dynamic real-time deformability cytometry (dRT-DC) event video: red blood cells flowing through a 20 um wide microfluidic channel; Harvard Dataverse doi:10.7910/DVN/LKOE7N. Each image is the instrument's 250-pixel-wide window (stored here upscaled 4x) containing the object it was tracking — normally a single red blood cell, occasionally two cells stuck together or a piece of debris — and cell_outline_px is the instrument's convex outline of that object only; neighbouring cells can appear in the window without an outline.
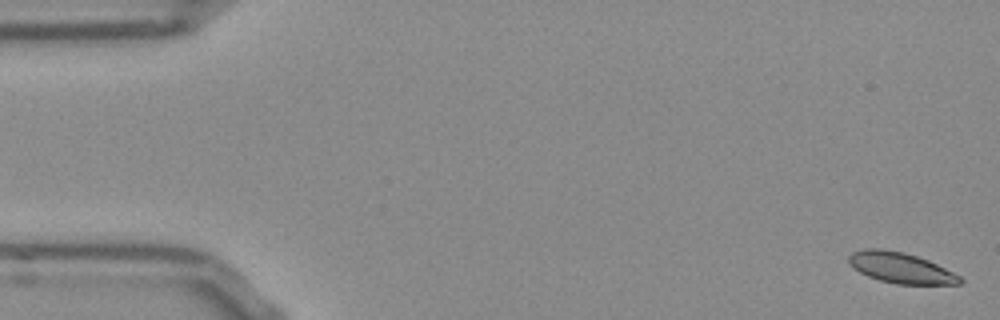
{"species": "Egyptian fruit bat (a non-hibernating species)", "species_latin": "Rousettus aegyptiacus", "temperature_condition": "room temperature", "stored_images_in_passage": 53, "camera_frame_rate_fps": 3000, "um_per_image_px": 0.085, "frame": {"image": 1, "passage_image": 1, "time_ms": 0.0, "image_size_px": [1000, 320], "cell_outline_px": [[964, 280], [960, 284], [896, 284], [880, 280], [868, 276], [852, 268], [848, 264], [848, 256], [852, 252], [864, 248], [880, 248], [904, 252], [928, 260], [960, 276]], "centroid_in_image_um": [76.51, 22.75], "position_along_channel_um": 8.5, "area_um2": 19.88}}
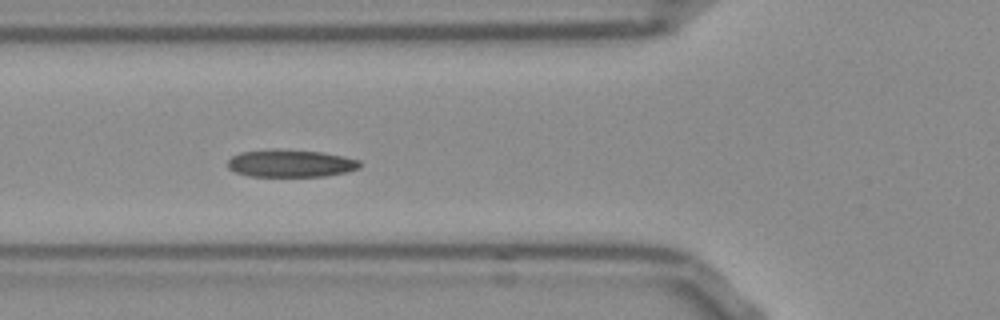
{"frame": {"image": 2, "passage_image": 19, "time_ms": 6.0, "image_size_px": [1000, 320], "cell_outline_px": [[360, 168], [348, 172], [324, 176], [248, 176], [236, 172], [228, 168], [228, 160], [232, 156], [240, 152], [272, 148], [276, 148], [324, 152], [344, 156], [360, 160]], "centroid_in_image_um": [24.71, 13.87], "position_along_channel_um": 101.1, "area_um2": 21.5}}
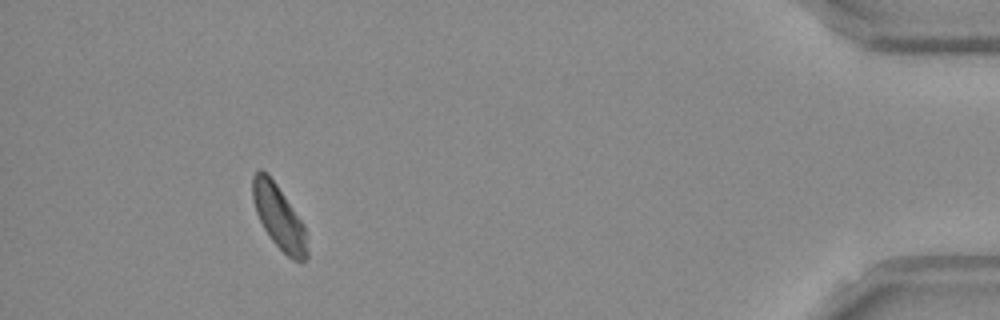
{"frame": {"image": 3, "passage_image": 49, "time_ms": 16.0, "image_size_px": [1000, 320], "cell_outline_px": [[308, 256], [300, 264], [292, 260], [272, 240], [264, 228], [256, 212], [252, 196], [252, 176], [260, 168], [268, 172], [304, 224], [308, 252]], "centroid_in_image_um": [23.71, 18.44], "position_along_channel_um": 411.5, "area_um2": 20.29}, "authors_computed_cell_mechanics": {"area_um2": 20.808, "velocity_mm_per_s": 3.7516, "shape_relaxation_time_tau1_ms": 10.3245, "shape_relaxation_time_tau2_ms": 3.6371, "deformation_change_tau1": 0.1654, "deformation_change_tau2": 0.0938}}